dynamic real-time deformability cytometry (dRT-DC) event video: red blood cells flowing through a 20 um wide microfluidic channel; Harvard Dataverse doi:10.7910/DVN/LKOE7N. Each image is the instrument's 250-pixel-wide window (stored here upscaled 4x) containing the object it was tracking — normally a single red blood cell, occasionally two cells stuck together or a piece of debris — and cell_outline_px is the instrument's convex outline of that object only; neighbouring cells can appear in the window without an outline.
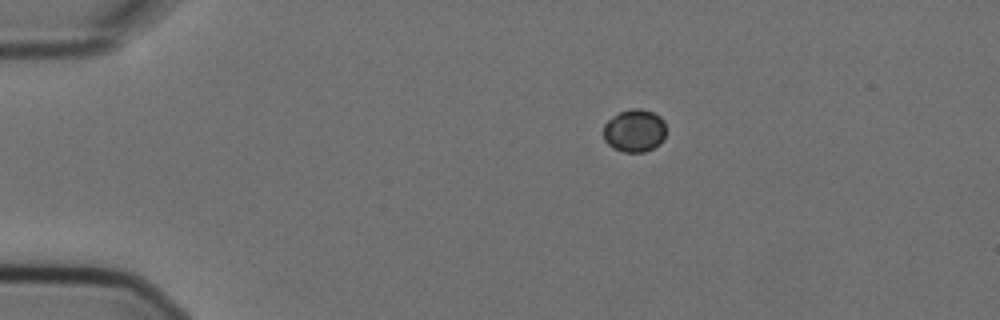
{"species": "Egyptian fruit bat (a non-hibernating species)", "species_latin": "Rousettus aegyptiacus", "temperature_condition": "cold", "stored_images_in_passage": 4, "camera_frame_rate_fps": 3000, "um_per_image_px": 0.085, "animal": {"sex": "female"}, "frame": {"image": 1, "passage_image": 1, "time_ms": 0.0, "image_size_px": [1000, 320], "cell_outline_px": [[664, 140], [660, 144], [644, 152], [624, 152], [612, 148], [604, 140], [604, 124], [612, 116], [620, 112], [632, 108], [640, 108], [652, 112], [660, 116], [664, 120]], "centroid_in_image_um": [53.92, 11.11], "position_along_channel_um": 31.1, "area_um2": 15.66}}
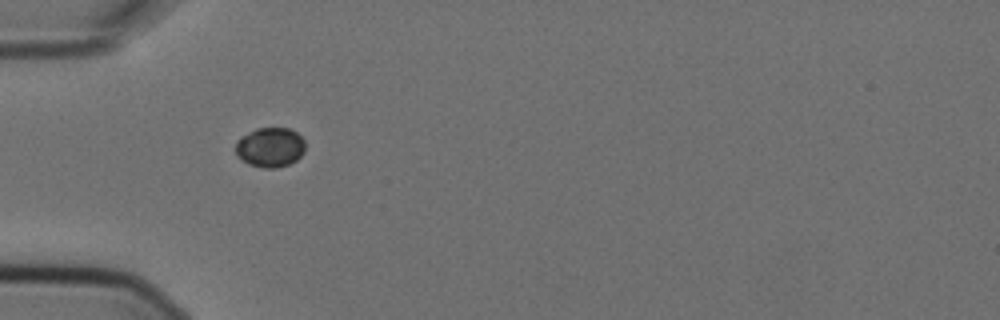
{"frame": {"image": 2, "passage_image": 3, "time_ms": 0.667, "image_size_px": [1000, 320], "cell_outline_px": [[304, 152], [296, 160], [288, 164], [276, 168], [264, 168], [248, 164], [236, 156], [236, 140], [240, 136], [256, 128], [288, 128], [296, 132], [304, 140]], "centroid_in_image_um": [22.93, 12.52], "position_along_channel_um": 62.1, "area_um2": 16.18}}